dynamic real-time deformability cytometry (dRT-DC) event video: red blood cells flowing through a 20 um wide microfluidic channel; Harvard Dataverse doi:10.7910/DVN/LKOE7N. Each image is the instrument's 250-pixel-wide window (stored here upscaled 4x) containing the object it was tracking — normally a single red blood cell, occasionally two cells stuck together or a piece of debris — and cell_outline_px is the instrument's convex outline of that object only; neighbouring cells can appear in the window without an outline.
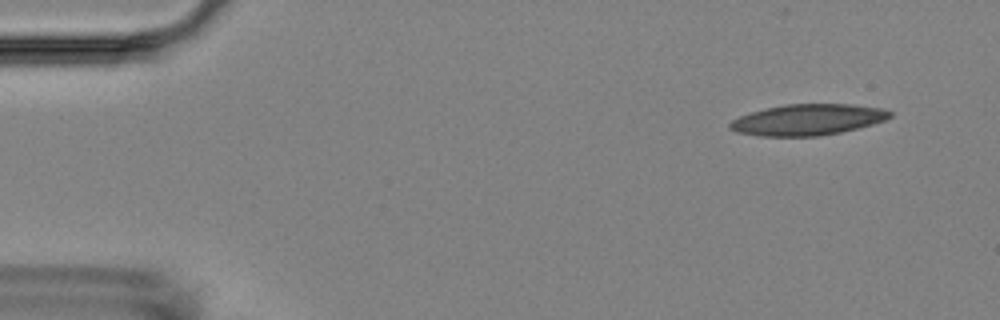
{"species": "Egyptian fruit bat (a non-hibernating species)", "species_latin": "Rousettus aegyptiacus", "temperature_condition": "room temperature", "stored_images_in_passage": 8, "camera_frame_rate_fps": 3000, "um_per_image_px": 0.085, "animal": {"sex": "female"}, "frame": {"image": 1, "passage_image": 1, "time_ms": 0.0, "image_size_px": [1000, 320], "cell_outline_px": [[892, 116], [884, 120], [872, 124], [840, 132], [820, 136], [760, 136], [736, 132], [728, 128], [728, 124], [732, 120], [740, 116], [764, 108], [784, 104], [852, 104], [880, 108], [892, 112]], "centroid_in_image_um": [68.62, 10.17], "position_along_channel_um": 16.4, "area_um2": 28.9}}
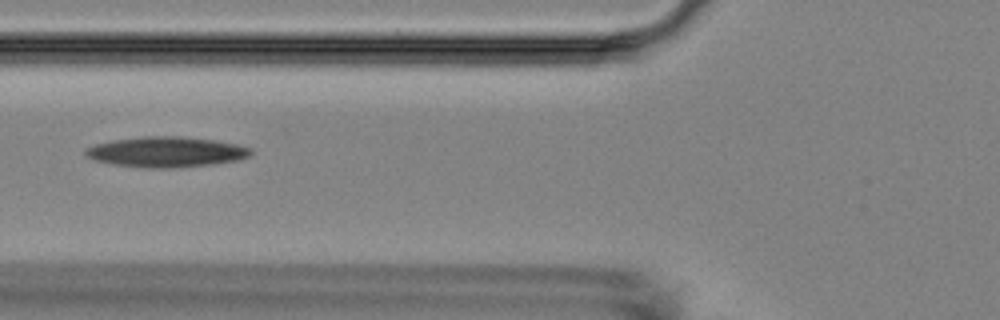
{"frame": {"image": 2, "passage_image": 6, "time_ms": 5.667, "image_size_px": [1000, 320], "cell_outline_px": [[252, 156], [240, 160], [212, 164], [172, 168], [144, 168], [116, 164], [96, 160], [84, 156], [84, 152], [88, 148], [96, 144], [112, 140], [144, 136], [184, 136], [216, 140], [236, 144], [252, 148]], "centroid_in_image_um": [14.19, 12.91], "position_along_channel_um": 111.6, "area_um2": 29.42}}
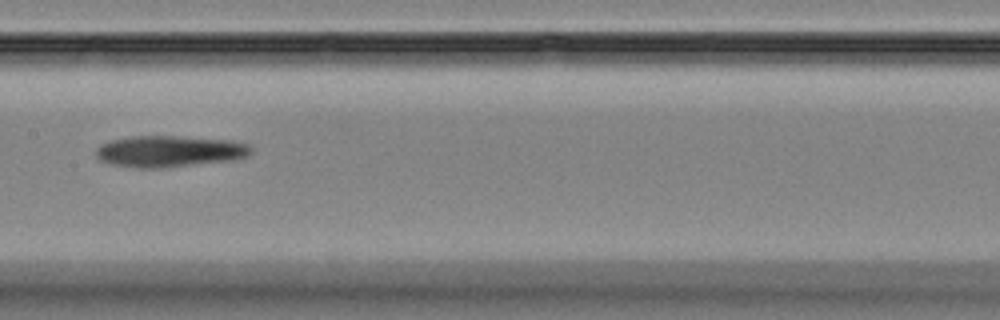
{"frame": {"image": 3, "passage_image": 8, "time_ms": 8.0, "image_size_px": [1000, 320], "cell_outline_px": [[252, 152], [244, 156], [232, 160], [164, 168], [136, 168], [112, 164], [96, 160], [96, 148], [100, 144], [112, 140], [132, 136], [176, 136], [232, 140], [248, 144], [252, 148]], "centroid_in_image_um": [14.36, 12.86], "position_along_channel_um": 193.0, "area_um2": 28.5}}